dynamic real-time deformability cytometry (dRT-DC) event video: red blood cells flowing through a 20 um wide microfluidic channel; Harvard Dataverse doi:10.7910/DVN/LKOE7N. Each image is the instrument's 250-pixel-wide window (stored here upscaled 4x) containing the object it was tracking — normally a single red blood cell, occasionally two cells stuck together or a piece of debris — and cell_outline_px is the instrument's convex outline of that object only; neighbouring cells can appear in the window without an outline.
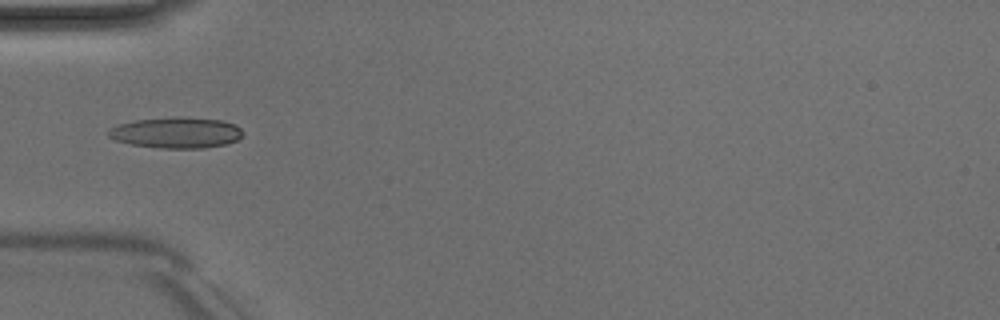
{"species": "Egyptian fruit bat (a non-hibernating species)", "species_latin": "Rousettus aegyptiacus", "temperature_condition": "room temperature", "stored_images_in_passage": 4, "camera_frame_rate_fps": 3000, "um_per_image_px": 0.085, "animal": {"sex": "male"}, "frame": {"image": 1, "passage_image": 4, "time_ms": 5.333, "image_size_px": [1000, 320], "cell_outline_px": [[244, 132], [236, 140], [224, 144], [204, 148], [160, 148], [132, 144], [116, 140], [108, 136], [108, 132], [112, 128], [120, 124], [136, 120], [176, 116], [184, 116], [220, 120], [236, 124]], "centroid_in_image_um": [15.02, 11.26], "position_along_channel_um": 70.0, "area_um2": 24.1}}